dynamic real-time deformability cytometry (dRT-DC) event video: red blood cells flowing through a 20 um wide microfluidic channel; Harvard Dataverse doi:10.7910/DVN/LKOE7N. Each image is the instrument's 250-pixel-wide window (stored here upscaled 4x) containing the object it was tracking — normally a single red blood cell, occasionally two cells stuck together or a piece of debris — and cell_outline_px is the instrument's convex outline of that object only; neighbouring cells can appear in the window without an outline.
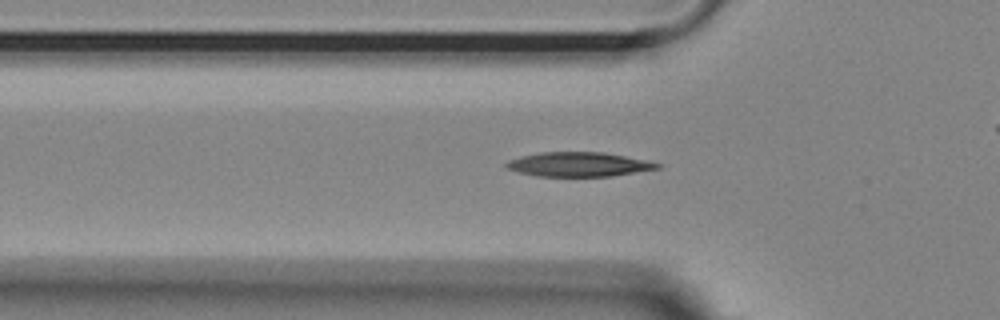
{"species": "Egyptian fruit bat (a non-hibernating species)", "species_latin": "Rousettus aegyptiacus", "temperature_condition": "room temperature", "stored_images_in_passage": 53, "camera_frame_rate_fps": 3000, "um_per_image_px": 0.085, "animal": {"sex": "female"}, "frame": {"image": 1, "passage_image": 16, "time_ms": 5.0, "image_size_px": [1000, 320], "cell_outline_px": [[664, 164], [660, 168], [612, 176], [536, 176], [520, 172], [508, 168], [504, 164], [508, 160], [520, 156], [540, 152], [604, 152], [648, 160]], "centroid_in_image_um": [49.23, 13.96], "position_along_channel_um": 76.6, "area_um2": 21.5}}
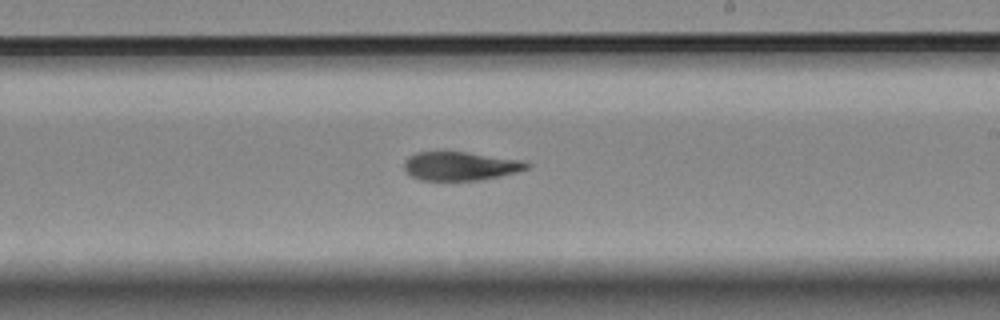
{"frame": {"image": 2, "passage_image": 30, "time_ms": 9.667, "image_size_px": [1000, 320], "cell_outline_px": [[532, 164], [528, 168], [516, 172], [500, 176], [480, 180], [420, 180], [412, 176], [404, 168], [404, 164], [408, 156], [416, 152], [444, 148], [520, 160]], "centroid_in_image_um": [39.08, 14.06], "position_along_channel_um": 249.9, "area_um2": 21.15}}
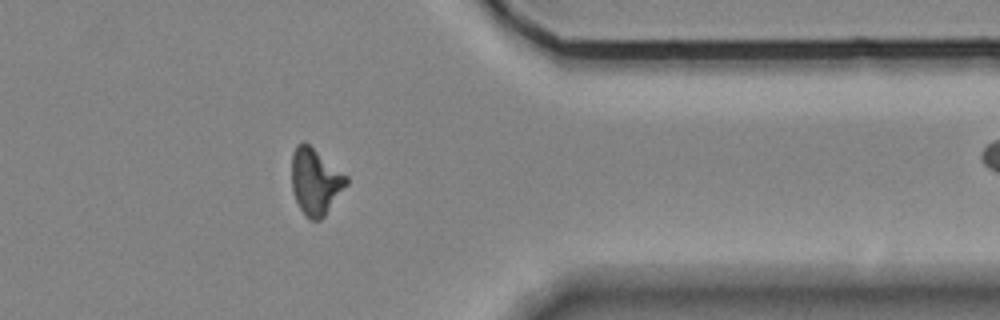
{"frame": {"image": 3, "passage_image": 42, "time_ms": 13.667, "image_size_px": [1000, 320], "cell_outline_px": [[348, 184], [324, 216], [320, 220], [308, 220], [304, 216], [292, 192], [292, 152], [296, 144], [304, 140], [348, 176]], "centroid_in_image_um": [26.8, 15.42], "position_along_channel_um": 384.6, "area_um2": 21.33}, "authors_computed_cell_mechanics": {"area_um2": 21.097, "velocity_mm_per_s": 3.6883, "shape_relaxation_time_tau1_ms": 6.244, "shape_relaxation_time_tau2_ms": 4.9483, "deformation_change_tau1": 0.1947, "deformation_change_tau2": 0.1313}}